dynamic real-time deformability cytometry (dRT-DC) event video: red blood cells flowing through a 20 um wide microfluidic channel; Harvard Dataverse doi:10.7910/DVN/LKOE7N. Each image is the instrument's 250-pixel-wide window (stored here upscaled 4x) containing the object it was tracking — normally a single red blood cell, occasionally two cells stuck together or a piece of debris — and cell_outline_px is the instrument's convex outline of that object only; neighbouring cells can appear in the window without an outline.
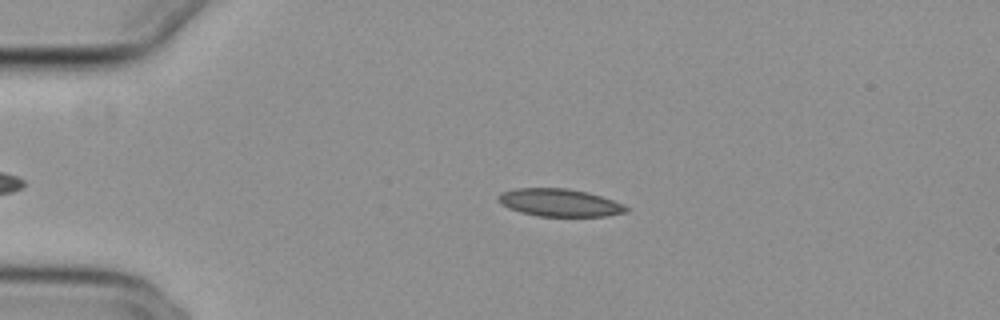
{"species": "common noctule bat (a hibernating species)", "species_latin": "Nyctalus noctula", "temperature_condition": "cold", "stored_images_in_passage": 40, "camera_frame_rate_fps": 3000, "um_per_image_px": 0.085, "animal": {"sex": "female", "body_mass_g": 29.2, "forearm_length_mm": 56.3}, "frame": {"image": 1, "passage_image": 5, "time_ms": 1.333, "image_size_px": [1000, 320], "cell_outline_px": [[628, 212], [604, 216], [536, 216], [520, 212], [508, 208], [500, 204], [496, 200], [496, 196], [500, 192], [516, 188], [568, 188], [588, 192], [612, 200], [628, 208]], "centroid_in_image_um": [47.47, 17.22], "position_along_channel_um": 37.5, "area_um2": 20.69}}
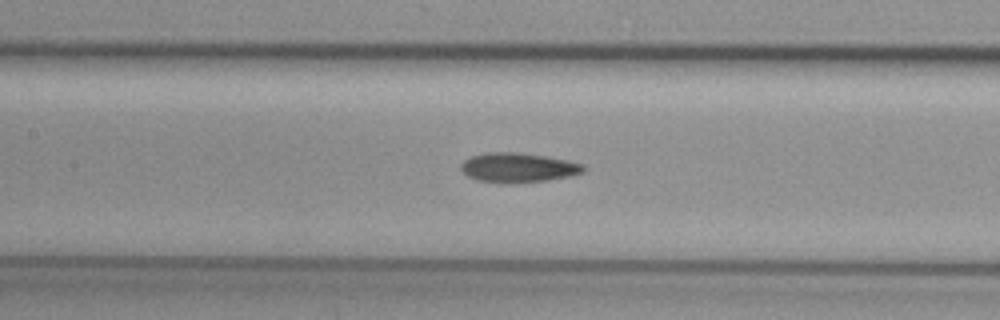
{"frame": {"image": 2, "passage_image": 18, "time_ms": 5.667, "image_size_px": [1000, 320], "cell_outline_px": [[588, 168], [584, 172], [568, 176], [544, 180], [516, 184], [500, 184], [476, 180], [468, 176], [460, 168], [460, 164], [464, 160], [472, 156], [488, 152], [516, 152], [544, 156], [584, 164]], "centroid_in_image_um": [44.01, 14.26], "position_along_channel_um": 163.4, "area_um2": 21.21}}
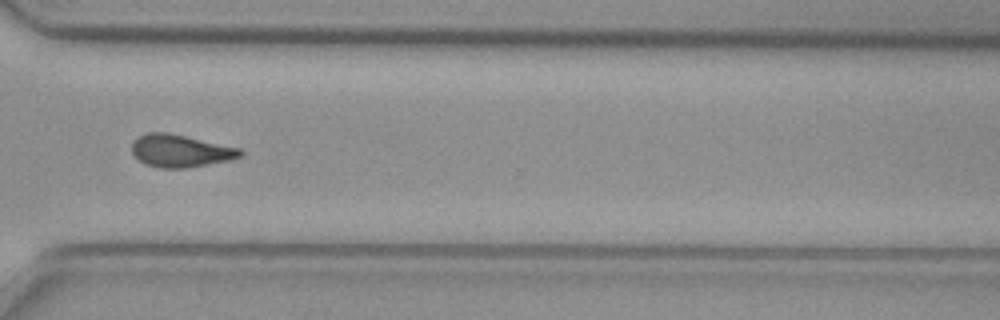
{"frame": {"image": 3, "passage_image": 33, "time_ms": 10.667, "image_size_px": [1000, 320], "cell_outline_px": [[244, 156], [232, 160], [188, 168], [160, 168], [144, 164], [132, 152], [132, 144], [140, 136], [148, 132], [168, 132], [240, 148], [244, 152]], "centroid_in_image_um": [15.39, 12.83], "position_along_channel_um": 355.2, "area_um2": 20.63}, "authors_computed_cell_mechanics": {"area_um2": 20.4901, "velocity_mm_per_s": 3.847, "shape_relaxation_time_tau1_ms": 8.9236, "shape_relaxation_time_tau2_ms": null, "deformation_change_tau1": 0.1921, "deformation_change_tau2": null}}